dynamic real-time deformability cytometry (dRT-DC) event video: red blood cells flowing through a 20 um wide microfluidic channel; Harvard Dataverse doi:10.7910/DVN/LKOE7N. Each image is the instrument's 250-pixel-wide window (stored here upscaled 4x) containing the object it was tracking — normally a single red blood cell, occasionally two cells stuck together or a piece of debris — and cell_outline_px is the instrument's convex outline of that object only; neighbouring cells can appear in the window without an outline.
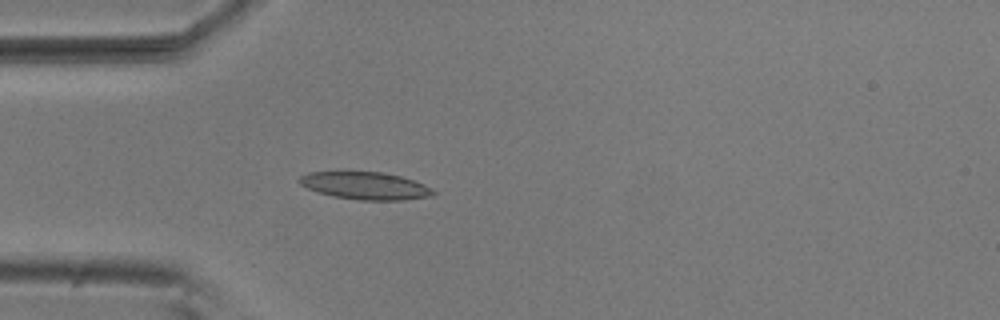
{"species": "common noctule bat (a hibernating species)", "species_latin": "Nyctalus noctula", "temperature_condition": "room temperature", "stored_images_in_passage": 4, "camera_frame_rate_fps": 3000, "um_per_image_px": 0.085, "animal": {"sex": "male", "body_mass_g": 20.5, "forearm_length_mm": 52.5}, "frame": {"image": 1, "passage_image": 4, "time_ms": 1.0, "image_size_px": [1000, 320], "cell_outline_px": [[436, 192], [432, 196], [404, 200], [360, 200], [332, 196], [316, 192], [300, 184], [296, 180], [300, 176], [308, 172], [380, 172], [400, 176], [424, 184], [432, 188]], "centroid_in_image_um": [31.03, 15.79], "position_along_channel_um": 54.0, "area_um2": 21.44}}